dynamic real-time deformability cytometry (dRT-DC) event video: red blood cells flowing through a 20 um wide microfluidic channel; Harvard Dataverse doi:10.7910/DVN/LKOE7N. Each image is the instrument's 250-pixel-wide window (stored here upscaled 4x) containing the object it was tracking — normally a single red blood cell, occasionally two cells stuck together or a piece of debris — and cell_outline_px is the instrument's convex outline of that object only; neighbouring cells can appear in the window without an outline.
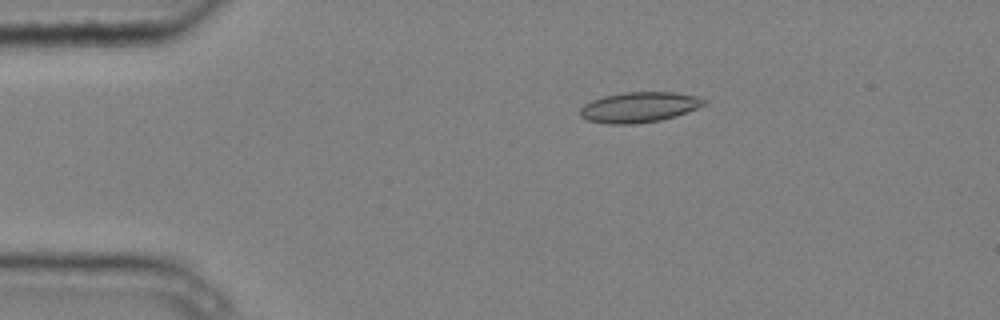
{"species": "common noctule bat (a hibernating species)", "species_latin": "Nyctalus noctula", "temperature_condition": "cold", "stored_images_in_passage": 7, "camera_frame_rate_fps": 3000, "um_per_image_px": 0.085, "animal": {"sex": "male", "body_mass_g": 20.4}, "frame": {"image": 1, "passage_image": 3, "time_ms": 0.667, "image_size_px": [1000, 320], "cell_outline_px": [[708, 100], [704, 104], [696, 108], [676, 116], [660, 120], [636, 124], [608, 124], [588, 120], [580, 116], [580, 108], [584, 104], [592, 100], [604, 96], [624, 92], [676, 92], [696, 96]], "centroid_in_image_um": [54.32, 9.11], "position_along_channel_um": 30.7, "area_um2": 21.91}}
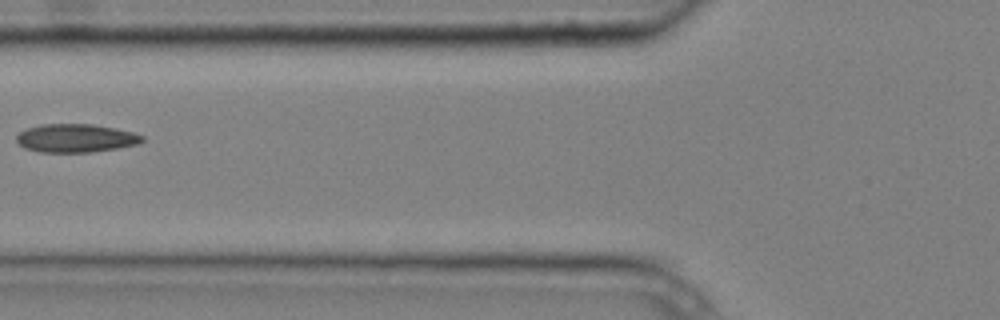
{"frame": {"image": 2, "passage_image": 6, "time_ms": 1.667, "image_size_px": [1000, 320], "cell_outline_px": [[144, 140], [140, 144], [92, 152], [40, 152], [24, 148], [16, 140], [16, 136], [20, 132], [28, 128], [40, 124], [92, 124], [116, 128], [132, 132], [144, 136]], "centroid_in_image_um": [6.45, 11.74], "position_along_channel_um": 119.3, "area_um2": 20.81}}
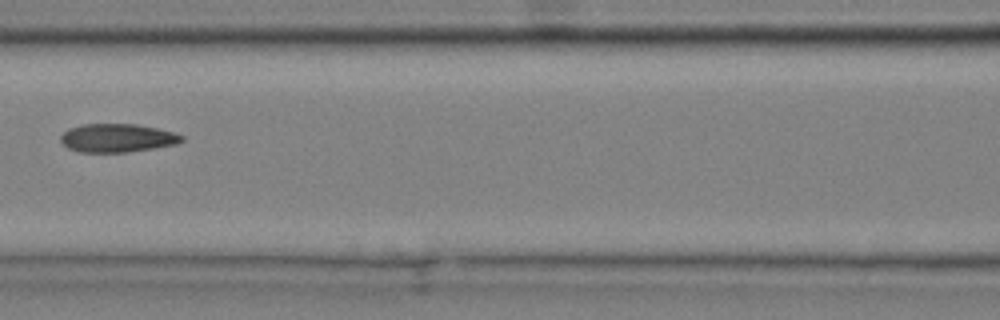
{"frame": {"image": 3, "passage_image": 7, "time_ms": 2.0, "image_size_px": [1000, 320], "cell_outline_px": [[184, 140], [176, 144], [152, 148], [124, 152], [80, 152], [68, 148], [60, 140], [60, 136], [68, 128], [84, 124], [136, 124], [176, 132], [184, 136]], "centroid_in_image_um": [9.97, 11.72], "position_along_channel_um": 156.6, "area_um2": 20.0}}